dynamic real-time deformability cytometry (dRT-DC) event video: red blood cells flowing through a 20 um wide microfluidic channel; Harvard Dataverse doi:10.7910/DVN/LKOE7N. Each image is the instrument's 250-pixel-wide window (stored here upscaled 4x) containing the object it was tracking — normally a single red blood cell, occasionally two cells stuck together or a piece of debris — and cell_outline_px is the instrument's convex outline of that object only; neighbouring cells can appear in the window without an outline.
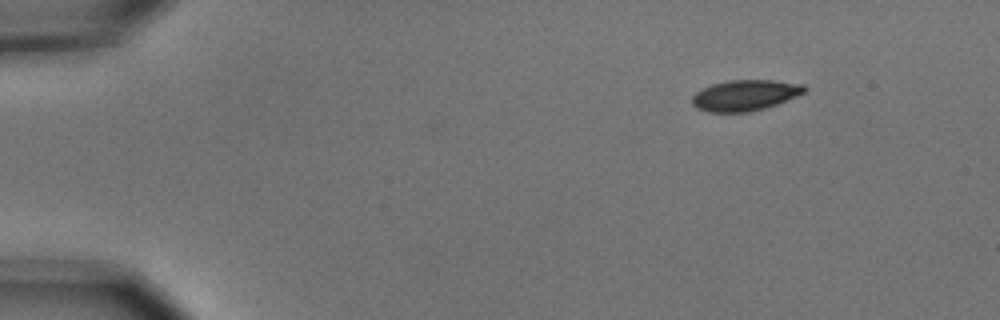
{"species": "common noctule bat (a hibernating species)", "species_latin": "Nyctalus noctula", "temperature_condition": "cold", "stored_images_in_passage": 4, "camera_frame_rate_fps": 3000, "um_per_image_px": 0.085, "animal": {"sex": "male", "body_mass_g": 15.6}, "frame": {"image": 1, "passage_image": 4, "time_ms": 1.0, "image_size_px": [1000, 320], "cell_outline_px": [[808, 88], [804, 92], [796, 96], [776, 104], [764, 108], [748, 112], [708, 112], [696, 108], [692, 104], [692, 96], [700, 88], [712, 84], [728, 80], [772, 80], [804, 84]], "centroid_in_image_um": [63.3, 8.09], "position_along_channel_um": 21.7, "area_um2": 20.23}}